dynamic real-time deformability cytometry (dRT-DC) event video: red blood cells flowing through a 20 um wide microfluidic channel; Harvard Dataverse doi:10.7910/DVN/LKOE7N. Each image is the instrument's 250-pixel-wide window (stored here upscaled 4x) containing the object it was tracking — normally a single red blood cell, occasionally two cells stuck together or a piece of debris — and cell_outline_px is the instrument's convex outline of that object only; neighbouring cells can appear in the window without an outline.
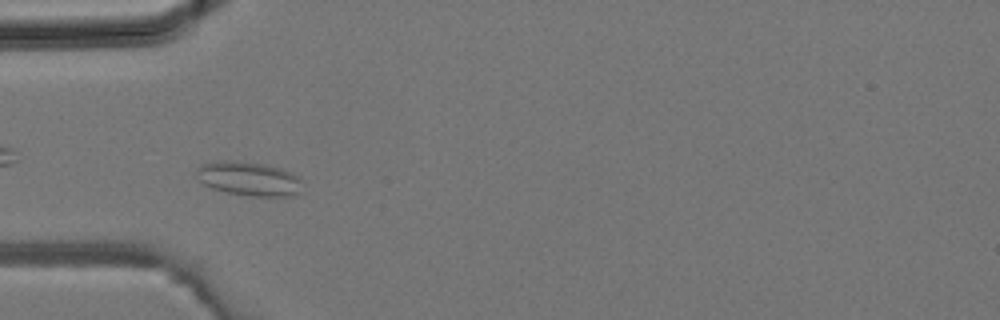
{"species": "common noctule bat (a hibernating species)", "species_latin": "Nyctalus noctula", "temperature_condition": "room temperature", "stored_images_in_passage": 25, "camera_frame_rate_fps": 3000, "um_per_image_px": 0.085, "animal": {"sex": "male", "body_mass_g": 19.2, "forearm_length_mm": 51.8}, "frame": {"image": 1, "passage_image": 6, "time_ms": 1.667, "image_size_px": [1000, 320], "cell_outline_px": [[304, 192], [296, 196], [248, 196], [228, 192], [212, 188], [204, 184], [200, 180], [196, 172], [196, 168], [200, 164], [224, 160], [228, 160], [264, 164], [280, 168], [300, 176]], "centroid_in_image_um": [21.22, 15.2], "position_along_channel_um": 63.8, "area_um2": 21.27}}
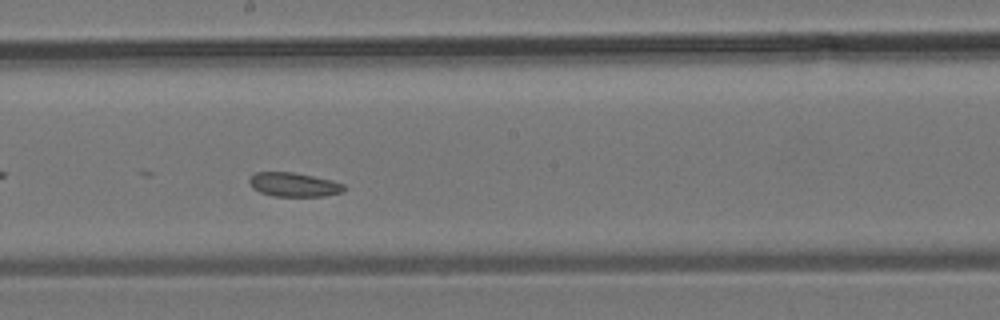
{"frame": {"image": 2, "passage_image": 15, "time_ms": 4.667, "image_size_px": [1000, 320], "cell_outline_px": [[344, 192], [324, 196], [272, 196], [260, 192], [252, 188], [248, 180], [256, 172], [292, 172], [332, 180], [344, 184]], "centroid_in_image_um": [24.97, 15.7], "position_along_channel_um": 223.2, "area_um2": 13.24}}
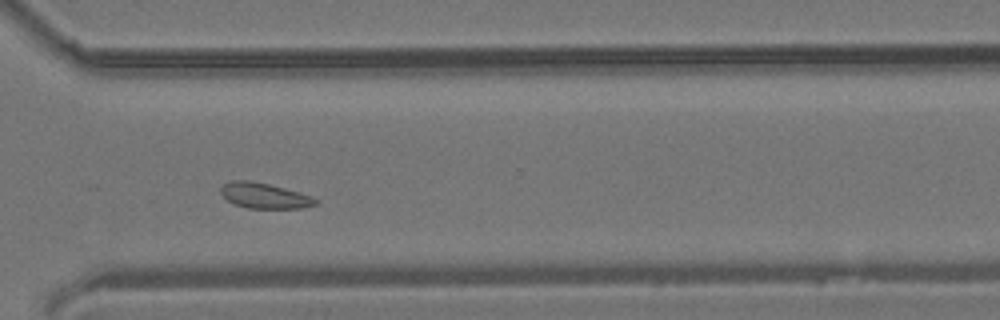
{"frame": {"image": 3, "passage_image": 22, "time_ms": 7.0, "image_size_px": [1000, 320], "cell_outline_px": [[320, 200], [316, 204], [304, 208], [248, 208], [236, 204], [228, 200], [220, 192], [220, 188], [224, 184], [232, 180], [252, 180], [284, 188], [312, 196]], "centroid_in_image_um": [22.5, 16.63], "position_along_channel_um": 348.1, "area_um2": 13.99}}